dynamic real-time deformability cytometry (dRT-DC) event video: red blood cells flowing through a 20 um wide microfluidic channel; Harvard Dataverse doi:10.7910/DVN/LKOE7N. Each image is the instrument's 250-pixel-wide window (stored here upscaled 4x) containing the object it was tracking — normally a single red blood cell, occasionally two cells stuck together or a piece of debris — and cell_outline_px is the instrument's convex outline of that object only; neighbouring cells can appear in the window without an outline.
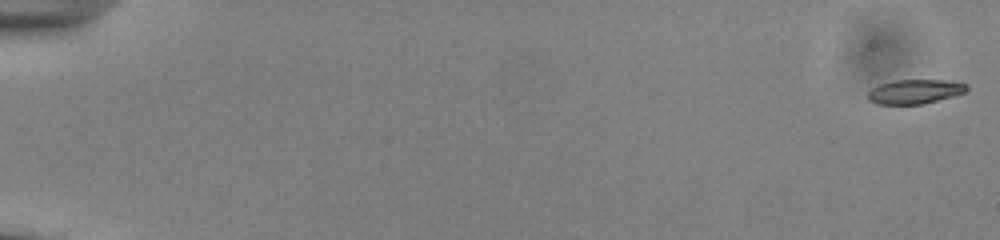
{"species": "common noctule bat (a hibernating species)", "species_latin": "Nyctalus noctula", "temperature_condition": "cold", "stored_images_in_passage": 55, "camera_frame_rate_fps": 3000, "um_per_image_px": 0.085, "animal": {"sex": "male", "body_mass_g": 13.0, "forearm_length_mm": 53.1}, "frame": {"image": 1, "passage_image": 1, "time_ms": 0.0, "image_size_px": [1000, 240], "cell_outline_px": [[968, 88], [964, 92], [952, 96], [924, 104], [876, 104], [868, 100], [868, 92], [872, 88], [880, 84], [896, 80], [944, 80], [968, 84]], "centroid_in_image_um": [77.74, 7.79], "position_along_channel_um": 7.3, "area_um2": 13.93}}
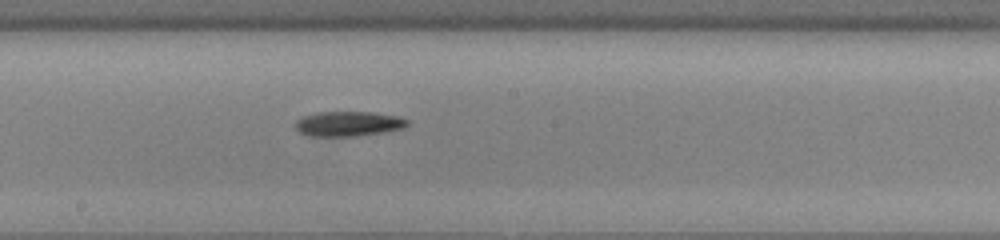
{"frame": {"image": 2, "passage_image": 32, "time_ms": 10.333, "image_size_px": [1000, 240], "cell_outline_px": [[408, 124], [404, 128], [384, 132], [352, 136], [308, 136], [300, 132], [296, 128], [296, 120], [304, 116], [316, 112], [372, 112], [396, 116], [408, 120]], "centroid_in_image_um": [29.6, 10.52], "position_along_channel_um": 218.6, "area_um2": 16.13}}
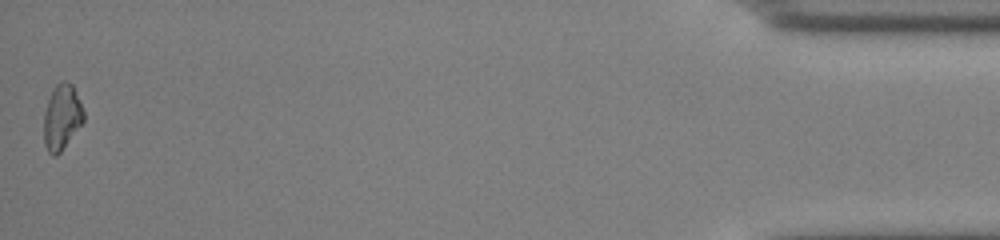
{"frame": {"image": 3, "passage_image": 55, "time_ms": 18.0, "image_size_px": [1000, 240], "cell_outline_px": [[84, 120], [60, 152], [56, 156], [52, 156], [48, 152], [44, 144], [44, 112], [52, 88], [56, 84], [64, 80], [72, 84], [76, 92], [84, 112]], "centroid_in_image_um": [5.24, 9.95], "position_along_channel_um": 430.0, "area_um2": 15.09}}